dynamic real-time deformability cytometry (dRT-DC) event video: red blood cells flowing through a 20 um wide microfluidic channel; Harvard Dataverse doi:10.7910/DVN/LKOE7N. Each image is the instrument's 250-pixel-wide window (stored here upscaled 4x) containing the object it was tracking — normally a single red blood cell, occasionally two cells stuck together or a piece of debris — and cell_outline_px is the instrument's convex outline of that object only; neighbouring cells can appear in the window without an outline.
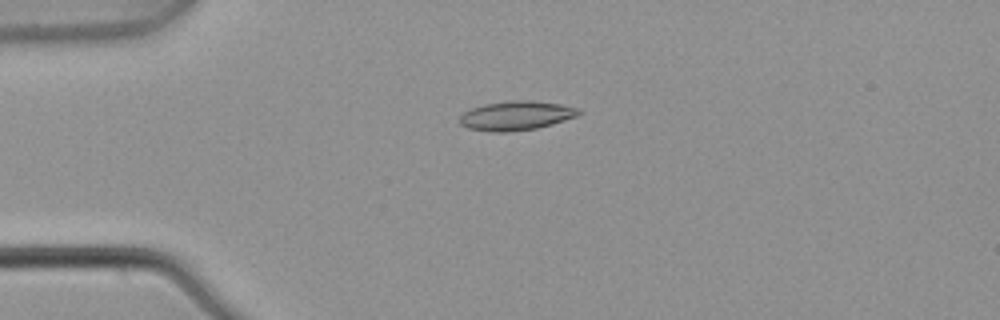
{"species": "common noctule bat (a hibernating species)", "species_latin": "Nyctalus noctula", "temperature_condition": "warm", "stored_images_in_passage": 7, "camera_frame_rate_fps": 3000, "um_per_image_px": 0.085, "animal": {"sex": "male", "body_mass_g": 21.5, "forearm_length_mm": 52.0}, "frame": {"image": 1, "passage_image": 4, "time_ms": 1.0, "image_size_px": [1000, 320], "cell_outline_px": [[584, 112], [580, 116], [552, 124], [536, 128], [508, 132], [488, 132], [468, 128], [460, 124], [460, 116], [464, 112], [472, 108], [484, 104], [512, 100], [528, 100], [560, 104], [580, 108]], "centroid_in_image_um": [43.92, 9.83], "position_along_channel_um": 41.1, "area_um2": 20.46}}
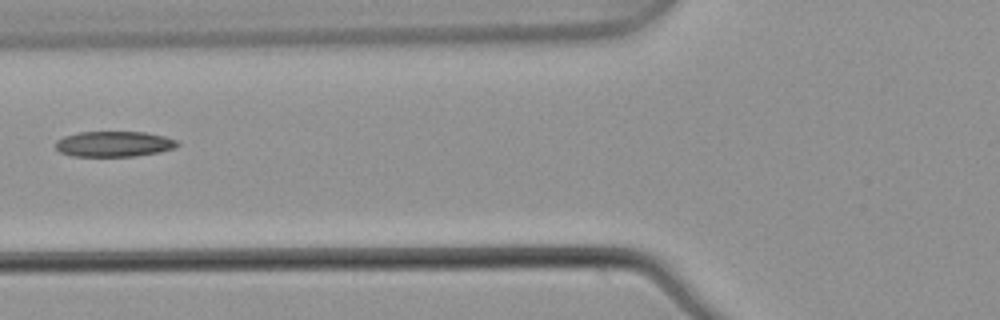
{"frame": {"image": 2, "passage_image": 6, "time_ms": 1.667, "image_size_px": [1000, 320], "cell_outline_px": [[180, 144], [176, 148], [160, 152], [136, 156], [72, 156], [60, 152], [56, 148], [56, 140], [64, 136], [80, 132], [144, 132], [164, 136], [176, 140]], "centroid_in_image_um": [9.71, 12.24], "position_along_channel_um": 116.1, "area_um2": 18.15}}
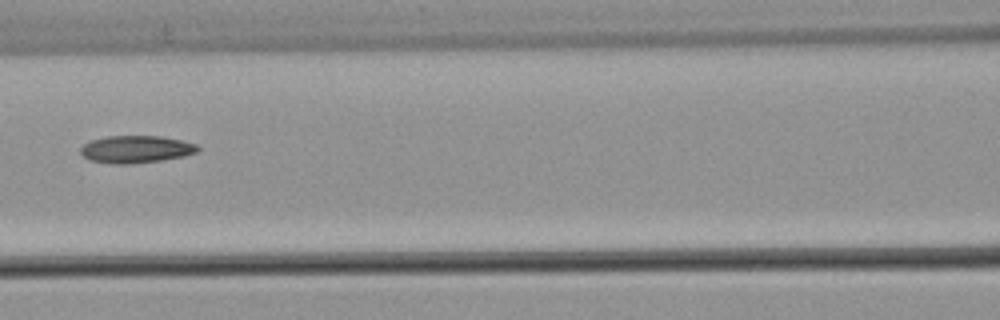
{"frame": {"image": 3, "passage_image": 7, "time_ms": 2.0, "image_size_px": [1000, 320], "cell_outline_px": [[200, 148], [196, 152], [184, 156], [160, 160], [132, 164], [112, 164], [88, 160], [80, 152], [80, 148], [84, 144], [92, 140], [108, 136], [160, 136], [180, 140], [196, 144]], "centroid_in_image_um": [11.53, 12.69], "position_along_channel_um": 155.1, "area_um2": 18.61}}